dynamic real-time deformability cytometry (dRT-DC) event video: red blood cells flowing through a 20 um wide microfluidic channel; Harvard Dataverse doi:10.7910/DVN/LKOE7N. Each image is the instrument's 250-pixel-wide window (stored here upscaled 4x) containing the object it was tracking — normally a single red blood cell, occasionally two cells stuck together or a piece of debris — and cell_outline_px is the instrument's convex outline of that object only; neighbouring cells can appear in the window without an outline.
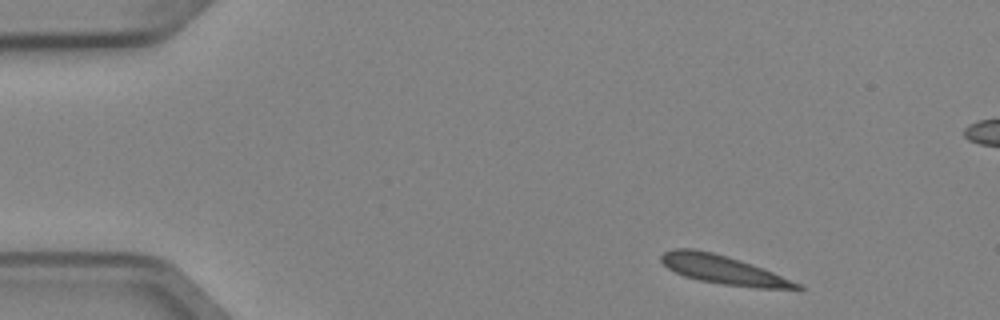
{"species": "Egyptian fruit bat (a non-hibernating species)", "species_latin": "Rousettus aegyptiacus", "temperature_condition": "cold", "stored_images_in_passage": 6, "camera_frame_rate_fps": 3000, "um_per_image_px": 0.085, "animal": {"sex": "female"}, "frame": {"image": 1, "passage_image": 1, "time_ms": 0.0, "image_size_px": [1000, 320], "cell_outline_px": [[804, 288], [756, 288], [724, 284], [700, 280], [684, 276], [668, 268], [660, 260], [660, 256], [664, 252], [672, 248], [692, 248], [712, 252], [728, 256], [772, 272], [800, 284]], "centroid_in_image_um": [61.38, 22.91], "position_along_channel_um": 23.6, "area_um2": 22.2}}
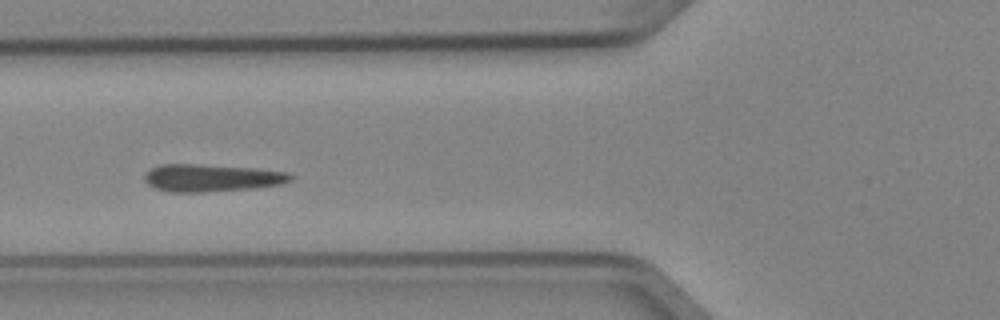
{"frame": {"image": 2, "passage_image": 4, "time_ms": 1.0, "image_size_px": [1000, 320], "cell_outline_px": [[296, 176], [292, 180], [284, 184], [256, 188], [200, 192], [168, 192], [152, 188], [144, 180], [144, 176], [152, 168], [160, 164], [196, 164], [256, 168], [288, 172]], "centroid_in_image_um": [18.03, 15.12], "position_along_channel_um": 107.8, "area_um2": 23.64}}
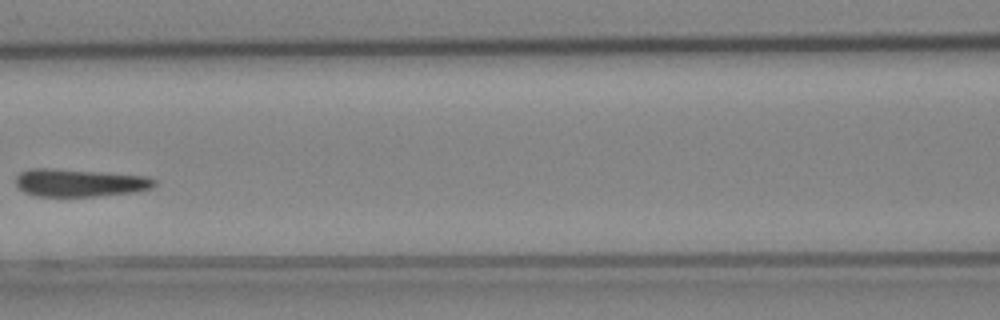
{"frame": {"image": 3, "passage_image": 5, "time_ms": 1.333, "image_size_px": [1000, 320], "cell_outline_px": [[156, 184], [152, 188], [136, 192], [96, 196], [36, 196], [24, 192], [16, 184], [16, 176], [20, 172], [28, 168], [52, 168], [148, 176], [156, 180]], "centroid_in_image_um": [6.77, 15.53], "position_along_channel_um": 159.8, "area_um2": 22.48}}